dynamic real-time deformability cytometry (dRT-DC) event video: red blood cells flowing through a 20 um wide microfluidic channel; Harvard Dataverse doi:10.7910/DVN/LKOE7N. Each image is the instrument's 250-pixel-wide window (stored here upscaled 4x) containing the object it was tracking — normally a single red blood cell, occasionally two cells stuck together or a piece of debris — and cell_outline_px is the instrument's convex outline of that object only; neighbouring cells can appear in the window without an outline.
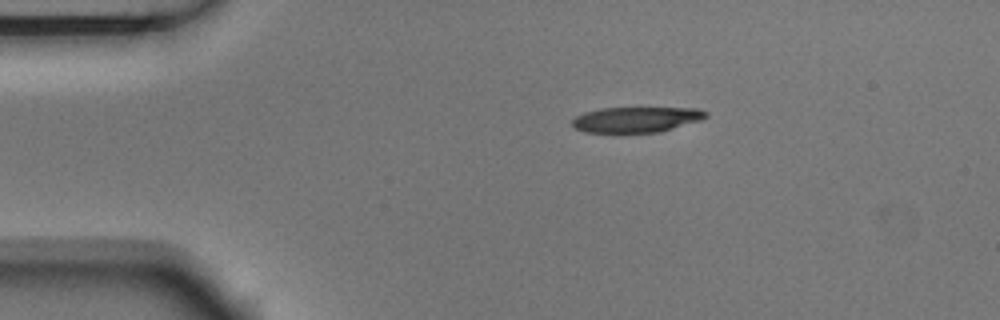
{"species": "Egyptian fruit bat (a non-hibernating species)", "species_latin": "Rousettus aegyptiacus", "temperature_condition": "room temperature", "stored_images_in_passage": 2, "camera_frame_rate_fps": 3000, "um_per_image_px": 0.085, "animal": {"sex": "male"}, "frame": {"image": 1, "passage_image": 1, "time_ms": 0.0, "image_size_px": [1000, 320], "cell_outline_px": [[708, 116], [704, 120], [660, 132], [584, 132], [576, 128], [572, 124], [572, 120], [576, 116], [584, 112], [600, 108], [696, 108], [708, 112]], "centroid_in_image_um": [54.14, 10.15], "position_along_channel_um": 30.9, "area_um2": 19.94}}